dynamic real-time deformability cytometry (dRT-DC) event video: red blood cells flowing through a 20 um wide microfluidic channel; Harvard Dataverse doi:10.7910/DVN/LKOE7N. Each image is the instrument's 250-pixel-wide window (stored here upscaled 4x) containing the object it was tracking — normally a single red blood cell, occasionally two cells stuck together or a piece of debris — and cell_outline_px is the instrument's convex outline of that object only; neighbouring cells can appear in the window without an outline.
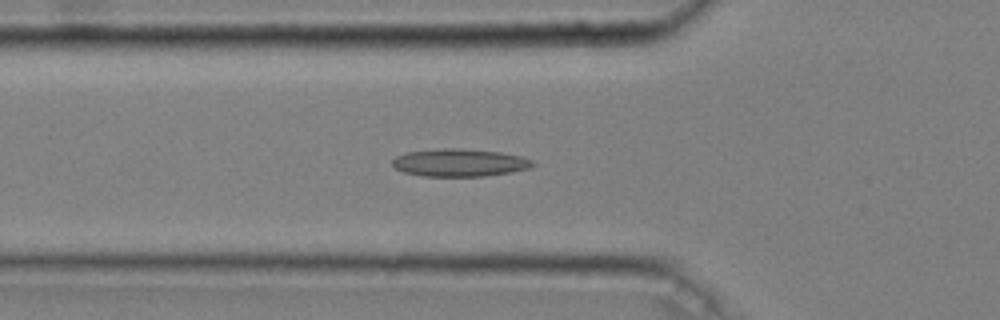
{"species": "common noctule bat (a hibernating species)", "species_latin": "Nyctalus noctula", "temperature_condition": "cold", "stored_images_in_passage": 39, "camera_frame_rate_fps": 3000, "um_per_image_px": 0.085, "animal": {"sex": "male", "body_mass_g": 20.4}, "frame": {"image": 1, "passage_image": 5, "time_ms": 1.333, "image_size_px": [1000, 320], "cell_outline_px": [[536, 164], [528, 168], [512, 172], [484, 176], [420, 176], [404, 172], [392, 168], [392, 160], [396, 156], [408, 152], [444, 148], [460, 148], [500, 152], [520, 156], [532, 160]], "centroid_in_image_um": [39.04, 13.83], "position_along_channel_um": 86.8, "area_um2": 22.66}}
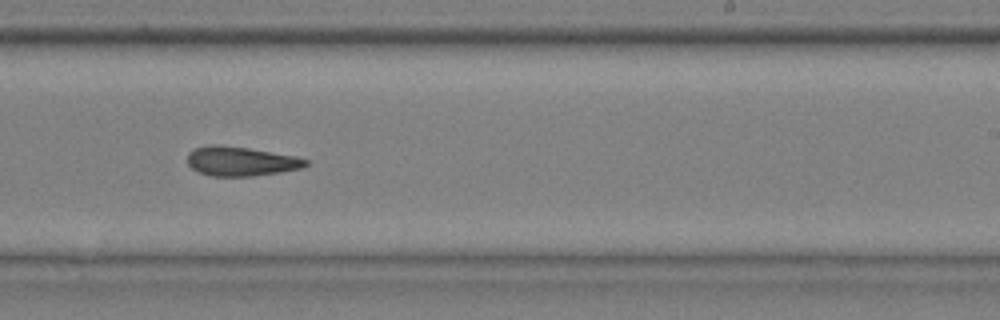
{"frame": {"image": 2, "passage_image": 20, "time_ms": 6.333, "image_size_px": [1000, 320], "cell_outline_px": [[308, 164], [304, 168], [280, 172], [252, 176], [212, 176], [200, 172], [192, 168], [188, 164], [188, 152], [192, 148], [208, 144], [220, 144], [248, 148], [296, 156], [308, 160]], "centroid_in_image_um": [20.46, 13.69], "position_along_channel_um": 268.5, "area_um2": 20.4}}
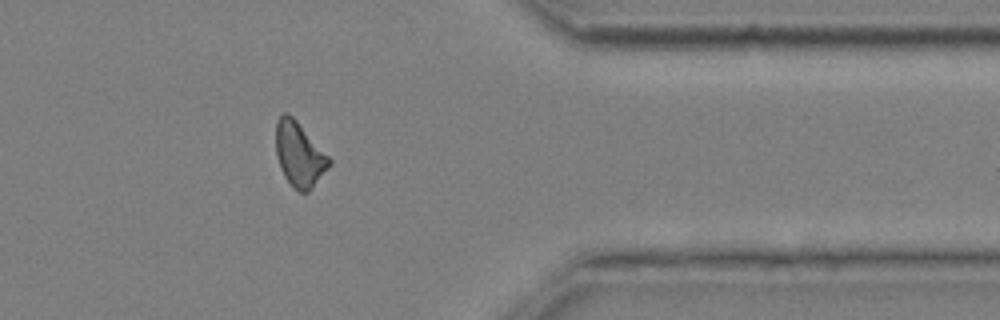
{"frame": {"image": 3, "passage_image": 31, "time_ms": 10.0, "image_size_px": [1000, 320], "cell_outline_px": [[332, 164], [308, 192], [300, 192], [284, 176], [280, 168], [276, 156], [276, 120], [284, 112], [288, 112], [296, 120], [332, 160]], "centroid_in_image_um": [25.43, 13.11], "position_along_channel_um": 386.0, "area_um2": 19.83}, "authors_computed_cell_mechanics": {"area_um2": 20.23, "velocity_mm_per_s": 3.636, "shape_relaxation_time_tau1_ms": null, "shape_relaxation_time_tau2_ms": 8.9187, "deformation_change_tau1": null, "deformation_change_tau2": 0.2002}}